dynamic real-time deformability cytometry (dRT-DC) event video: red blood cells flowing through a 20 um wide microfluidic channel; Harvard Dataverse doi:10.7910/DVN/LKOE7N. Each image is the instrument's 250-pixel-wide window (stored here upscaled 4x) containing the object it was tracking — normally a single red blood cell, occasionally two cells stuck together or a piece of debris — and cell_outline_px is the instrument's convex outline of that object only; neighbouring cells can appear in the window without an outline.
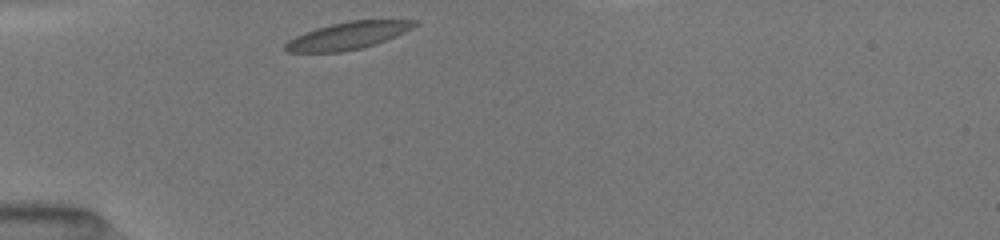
{"species": "common noctule bat (a hibernating species)", "species_latin": "Nyctalus noctula", "temperature_condition": "room temperature", "stored_images_in_passage": 31, "camera_frame_rate_fps": 3000, "um_per_image_px": 0.085, "animal": {"sex": "female", "body_mass_g": 19.5, "forearm_length_mm": 54.1}, "frame": {"image": 1, "passage_image": 1, "time_ms": 0.0, "image_size_px": [1000, 240], "cell_outline_px": [[420, 24], [396, 36], [376, 44], [360, 48], [340, 52], [288, 52], [284, 48], [284, 44], [288, 40], [304, 32], [316, 28], [348, 20], [416, 20]], "centroid_in_image_um": [29.57, 3.02], "position_along_channel_um": 55.4, "area_um2": 20.52}}
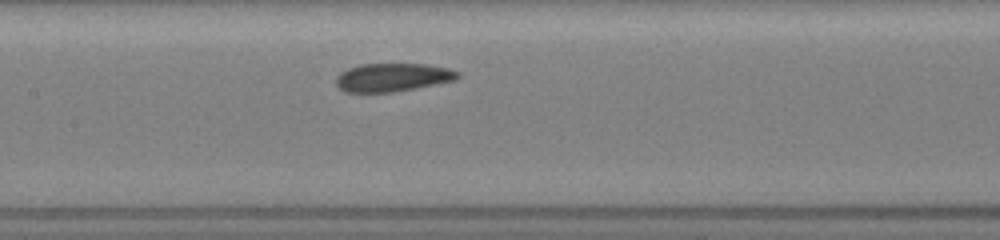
{"frame": {"image": 2, "passage_image": 12, "time_ms": 3.333, "image_size_px": [1000, 240], "cell_outline_px": [[460, 76], [456, 80], [416, 88], [392, 92], [344, 92], [336, 84], [336, 76], [340, 72], [348, 68], [360, 64], [424, 64], [448, 68], [460, 72]], "centroid_in_image_um": [33.37, 6.57], "position_along_channel_um": 174.0, "area_um2": 20.11}}
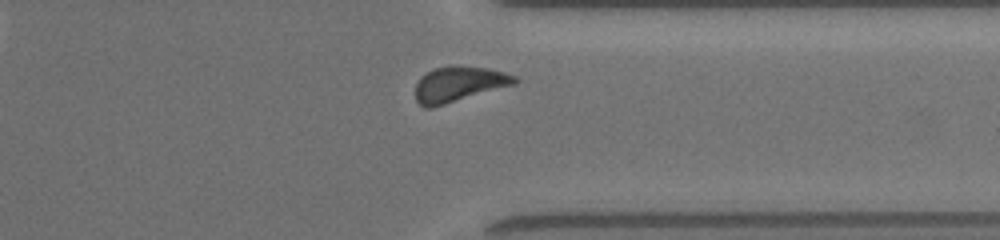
{"frame": {"image": 3, "passage_image": 26, "time_ms": 8.333, "image_size_px": [1000, 240], "cell_outline_px": [[520, 80], [516, 84], [432, 108], [424, 108], [416, 100], [416, 84], [420, 76], [432, 68], [448, 64], [452, 64], [484, 68], [504, 72], [516, 76]], "centroid_in_image_um": [38.98, 7.13], "position_along_channel_um": 372.4, "area_um2": 20.81}, "authors_computed_cell_mechanics": {"area_um2": 20.519, "velocity_mm_per_s": 3.9728, "shape_relaxation_time_tau1_ms": 2.4103, "shape_relaxation_time_tau2_ms": 1.259, "deformation_change_tau1": 0.1016, "deformation_change_tau2": 0.0793}}